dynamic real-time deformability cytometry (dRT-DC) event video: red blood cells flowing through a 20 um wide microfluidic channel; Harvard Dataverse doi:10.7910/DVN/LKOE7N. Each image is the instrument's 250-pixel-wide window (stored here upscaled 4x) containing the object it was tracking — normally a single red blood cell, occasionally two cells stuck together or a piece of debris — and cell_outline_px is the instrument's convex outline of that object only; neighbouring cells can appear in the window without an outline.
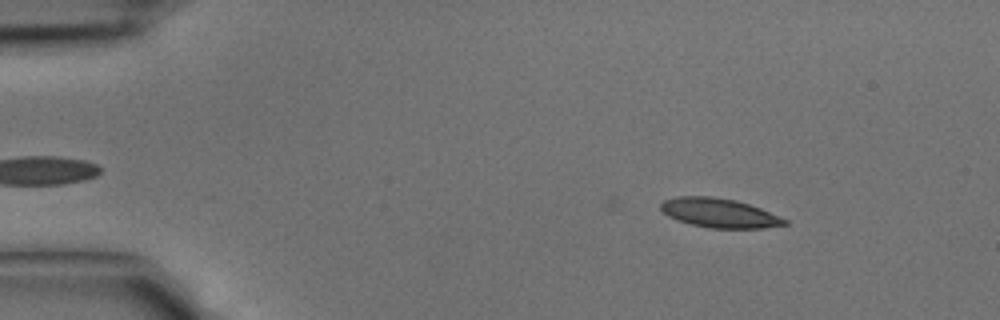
{"species": "common noctule bat (a hibernating species)", "species_latin": "Nyctalus noctula", "temperature_condition": "cold", "stored_images_in_passage": 8, "camera_frame_rate_fps": 3000, "um_per_image_px": 0.085, "animal": {"sex": "male", "body_mass_g": 15.6}, "frame": {"image": 1, "passage_image": 2, "time_ms": 0.333, "image_size_px": [1000, 320], "cell_outline_px": [[788, 224], [764, 228], [708, 228], [692, 224], [668, 216], [660, 208], [660, 204], [664, 200], [676, 196], [712, 196], [736, 200], [760, 208], [788, 220]], "centroid_in_image_um": [61.14, 18.09], "position_along_channel_um": 23.9, "area_um2": 20.98}}